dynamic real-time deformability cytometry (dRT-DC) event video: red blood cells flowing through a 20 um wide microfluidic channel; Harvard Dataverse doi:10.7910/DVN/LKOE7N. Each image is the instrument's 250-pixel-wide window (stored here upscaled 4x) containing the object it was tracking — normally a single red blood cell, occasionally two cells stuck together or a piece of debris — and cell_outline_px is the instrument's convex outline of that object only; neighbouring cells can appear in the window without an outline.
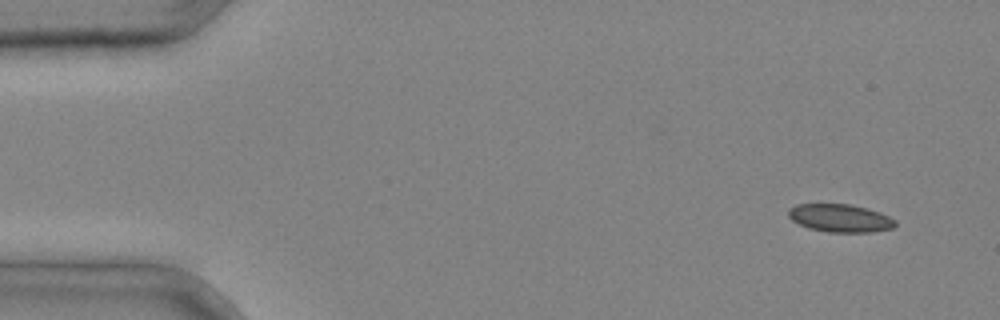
{"species": "common noctule bat (a hibernating species)", "species_latin": "Nyctalus noctula", "temperature_condition": "cold", "stored_images_in_passage": 3, "camera_frame_rate_fps": 3000, "um_per_image_px": 0.085, "animal": {"sex": "male", "body_mass_g": 20.4}, "frame": {"image": 1, "passage_image": 1, "time_ms": 0.0, "image_size_px": [1000, 320], "cell_outline_px": [[896, 224], [892, 228], [872, 232], [828, 232], [808, 228], [792, 220], [788, 216], [788, 208], [796, 204], [848, 204], [880, 212], [896, 220]], "centroid_in_image_um": [71.39, 18.54], "position_along_channel_um": 13.6, "area_um2": 17.34}}